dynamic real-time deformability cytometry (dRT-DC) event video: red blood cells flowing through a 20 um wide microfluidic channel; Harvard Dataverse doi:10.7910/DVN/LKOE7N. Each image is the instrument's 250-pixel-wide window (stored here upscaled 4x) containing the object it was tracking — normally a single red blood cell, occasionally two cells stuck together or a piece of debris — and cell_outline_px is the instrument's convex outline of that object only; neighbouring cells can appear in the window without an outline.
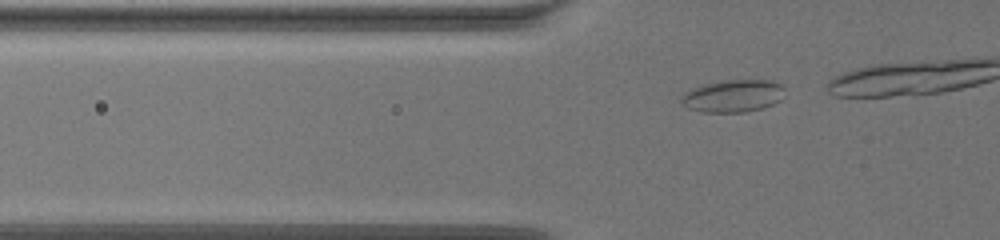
{"species": "common noctule bat (a hibernating species)", "species_latin": "Nyctalus noctula", "temperature_condition": "warm", "stored_images_in_passage": 25, "camera_frame_rate_fps": 3000, "um_per_image_px": 0.085, "animal": {"sex": "female", "body_mass_g": 19.5, "forearm_length_mm": 54.1}, "frame": {"image": 1, "passage_image": 18, "time_ms": 5.667, "image_size_px": [1000, 240], "cell_outline_px": [[784, 96], [780, 100], [764, 108], [744, 112], [704, 112], [688, 108], [680, 104], [680, 96], [684, 92], [692, 88], [724, 80], [772, 80], [784, 84]], "centroid_in_image_um": [62.33, 8.15], "position_along_channel_um": 63.5, "area_um2": 19.77}}